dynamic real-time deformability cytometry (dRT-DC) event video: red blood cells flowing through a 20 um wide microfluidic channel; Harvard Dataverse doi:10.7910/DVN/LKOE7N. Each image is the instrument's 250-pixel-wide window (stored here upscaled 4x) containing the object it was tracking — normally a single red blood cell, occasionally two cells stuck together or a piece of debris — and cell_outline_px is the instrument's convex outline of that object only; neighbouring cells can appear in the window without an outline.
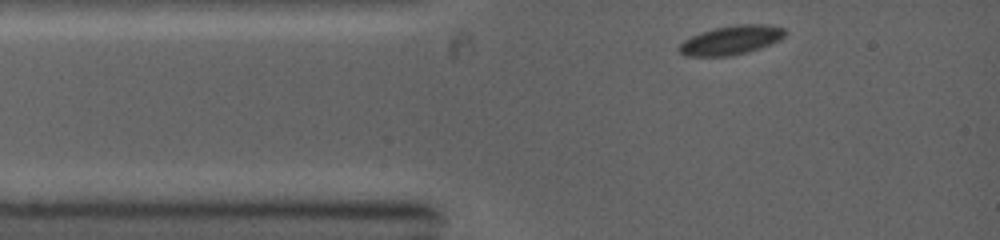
{"species": "common noctule bat (a hibernating species)", "species_latin": "Nyctalus noctula", "temperature_condition": "warm", "stored_images_in_passage": 18, "camera_frame_rate_fps": 5000, "um_per_image_px": 0.085, "animal": {"sex": "female", "body_mass_g": 19.0, "forearm_length_mm": 53.3}, "frame": {"image": 1, "passage_image": 1, "time_ms": 0.0, "image_size_px": [1000, 240], "cell_outline_px": [[788, 32], [780, 40], [760, 48], [748, 52], [732, 56], [684, 56], [676, 48], [684, 40], [700, 32], [716, 28], [736, 24], [768, 24], [784, 28]], "centroid_in_image_um": [62.16, 3.41], "position_along_channel_um": 22.8, "area_um2": 18.09}}
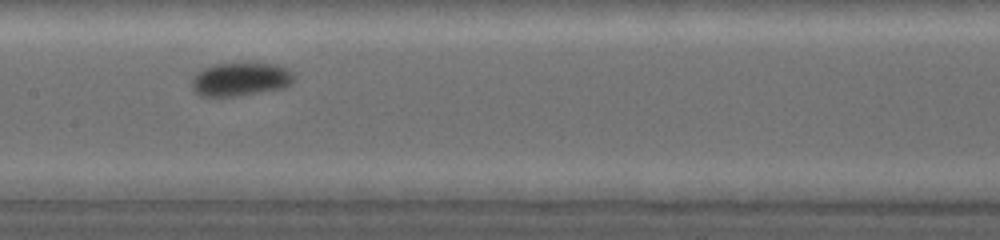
{"frame": {"image": 2, "passage_image": 12, "time_ms": 4.2, "image_size_px": [1000, 240], "cell_outline_px": [[296, 76], [292, 84], [284, 88], [240, 96], [196, 96], [192, 88], [192, 76], [196, 72], [212, 64], [240, 60], [272, 64], [288, 68]], "centroid_in_image_um": [20.44, 6.7], "position_along_channel_um": 187.0, "area_um2": 21.04}}
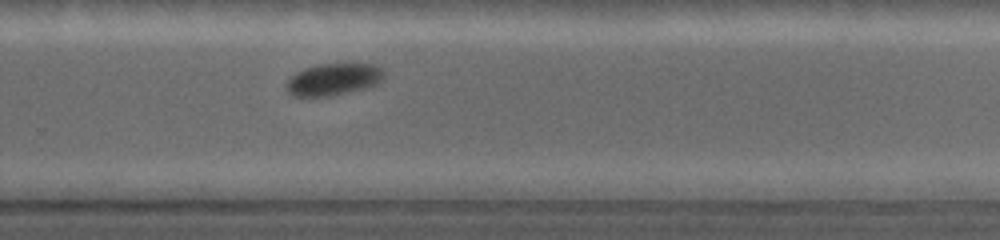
{"frame": {"image": 3, "passage_image": 18, "time_ms": 6.8, "image_size_px": [1000, 240], "cell_outline_px": [[384, 80], [380, 84], [348, 92], [328, 96], [296, 96], [288, 92], [284, 84], [296, 72], [304, 68], [320, 64], [372, 64], [384, 68]], "centroid_in_image_um": [28.38, 6.74], "position_along_channel_um": 301.4, "area_um2": 18.26}}